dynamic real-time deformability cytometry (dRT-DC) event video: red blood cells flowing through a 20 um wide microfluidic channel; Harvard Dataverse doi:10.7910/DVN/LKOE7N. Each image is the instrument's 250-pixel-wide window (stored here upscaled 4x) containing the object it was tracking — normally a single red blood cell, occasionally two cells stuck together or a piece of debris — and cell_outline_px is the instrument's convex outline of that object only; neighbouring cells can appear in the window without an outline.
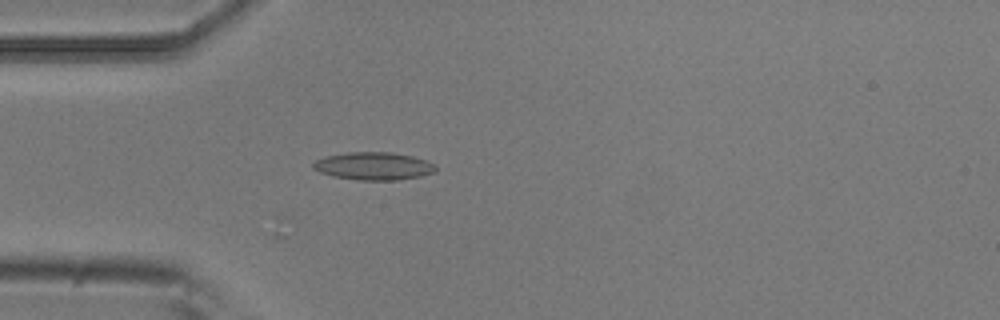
{"species": "common noctule bat (a hibernating species)", "species_latin": "Nyctalus noctula", "temperature_condition": "room temperature", "stored_images_in_passage": 4, "camera_frame_rate_fps": 3000, "um_per_image_px": 0.085, "animal": {"sex": "male", "body_mass_g": 20.5, "forearm_length_mm": 52.5}, "frame": {"image": 1, "passage_image": 4, "time_ms": 1.0, "image_size_px": [1000, 320], "cell_outline_px": [[436, 172], [420, 176], [396, 180], [356, 180], [332, 176], [320, 172], [312, 168], [312, 164], [316, 160], [324, 156], [348, 152], [392, 152], [412, 156], [424, 160], [432, 164], [436, 168]], "centroid_in_image_um": [31.71, 14.11], "position_along_channel_um": 53.3, "area_um2": 19.83}}